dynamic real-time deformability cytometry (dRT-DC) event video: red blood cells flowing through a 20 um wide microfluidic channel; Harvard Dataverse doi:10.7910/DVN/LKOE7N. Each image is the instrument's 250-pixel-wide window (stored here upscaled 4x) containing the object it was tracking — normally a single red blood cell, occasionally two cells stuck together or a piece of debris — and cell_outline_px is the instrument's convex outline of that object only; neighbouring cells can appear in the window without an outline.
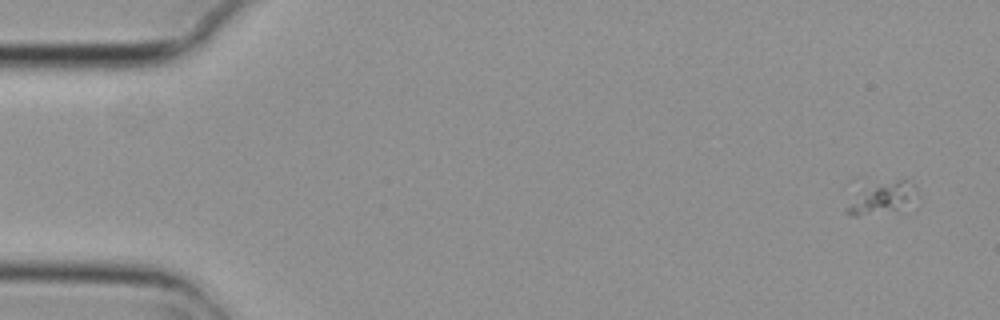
{"species": "common noctule bat (a hibernating species)", "species_latin": "Nyctalus noctula", "temperature_condition": "cold", "stored_images_in_passage": 5, "segment_of_instrument_passage": [2, 2], "camera_frame_rate_fps": 3000, "um_per_image_px": 0.085, "animal": {"sex": "female", "body_mass_g": 29.2, "forearm_length_mm": 56.3}, "frame": {"image": 1, "passage_image": 5, "time_ms": 1.333, "image_size_px": [1000, 320], "cell_outline_px": [[920, 204], [908, 216], [852, 216], [844, 212], [844, 208], [864, 188], [896, 180], [908, 180], [916, 184], [920, 196]], "centroid_in_image_um": [75.29, 17.01], "position_along_channel_um": 9.7, "area_um2": 15.2}}